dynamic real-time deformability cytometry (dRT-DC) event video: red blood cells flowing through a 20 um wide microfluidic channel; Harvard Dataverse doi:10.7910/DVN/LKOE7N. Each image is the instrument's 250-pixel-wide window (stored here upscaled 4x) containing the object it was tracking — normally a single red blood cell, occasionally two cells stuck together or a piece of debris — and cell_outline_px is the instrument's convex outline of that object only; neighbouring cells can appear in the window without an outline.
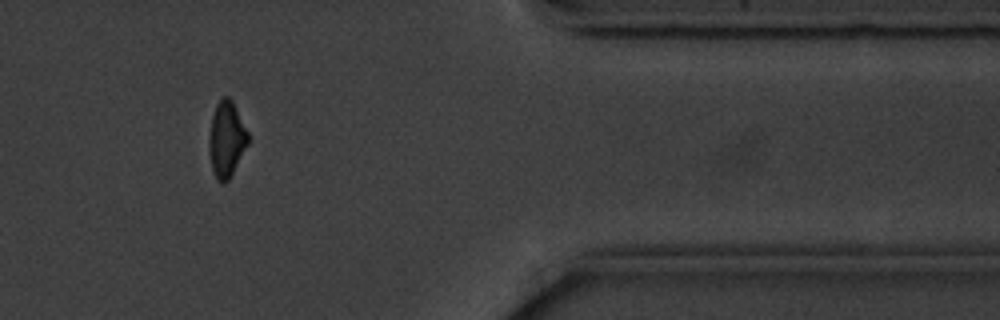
{"species": "common noctule bat (a hibernating species)", "species_latin": "Nyctalus noctula", "temperature_condition": "cold", "stored_images_in_passage": 12, "camera_frame_rate_fps": 3000, "um_per_image_px": 0.085, "animal": {"sex": "male", "body_mass_g": 20.1, "forearm_length_mm": 53.5}, "frame": {"image": 1, "passage_image": 10, "time_ms": 11.0, "image_size_px": [1000, 320], "cell_outline_px": [[248, 144], [228, 180], [220, 184], [216, 180], [212, 168], [208, 144], [208, 140], [212, 116], [216, 104], [224, 96], [228, 96], [232, 100], [248, 132]], "centroid_in_image_um": [19.24, 11.83], "position_along_channel_um": 392.2, "area_um2": 17.05}, "authors_computed_cell_mechanics": {"area_um2": 17.6579, "velocity_mm_per_s": 3.5517, "shape_relaxation_time_tau1_ms": 1.5581, "shape_relaxation_time_tau2_ms": null, "deformation_change_tau1": 0.0944, "deformation_change_tau2": null}}